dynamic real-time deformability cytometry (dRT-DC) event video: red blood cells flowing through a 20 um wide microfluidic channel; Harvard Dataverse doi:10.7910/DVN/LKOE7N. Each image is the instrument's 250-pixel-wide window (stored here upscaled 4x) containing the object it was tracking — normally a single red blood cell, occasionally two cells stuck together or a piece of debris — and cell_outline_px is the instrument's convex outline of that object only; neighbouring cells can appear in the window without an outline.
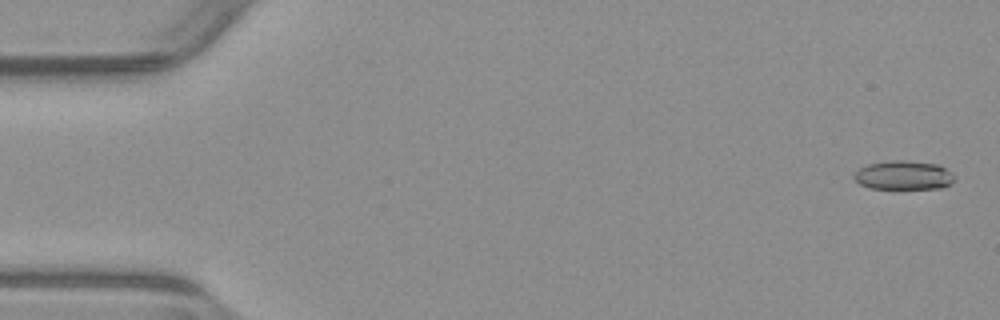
{"species": "common noctule bat (a hibernating species)", "species_latin": "Nyctalus noctula", "temperature_condition": "warm", "stored_images_in_passage": 53, "camera_frame_rate_fps": 3000, "um_per_image_px": 0.085, "animal": {"sex": "male", "body_mass_g": 23.1, "forearm_length_mm": 52.7}, "frame": {"image": 1, "passage_image": 2, "time_ms": 0.333, "image_size_px": [1000, 320], "cell_outline_px": [[956, 180], [944, 188], [868, 188], [860, 184], [852, 176], [860, 168], [868, 164], [892, 160], [904, 160], [936, 164], [944, 168], [956, 176]], "centroid_in_image_um": [76.82, 14.9], "position_along_channel_um": 8.2, "area_um2": 16.88}}
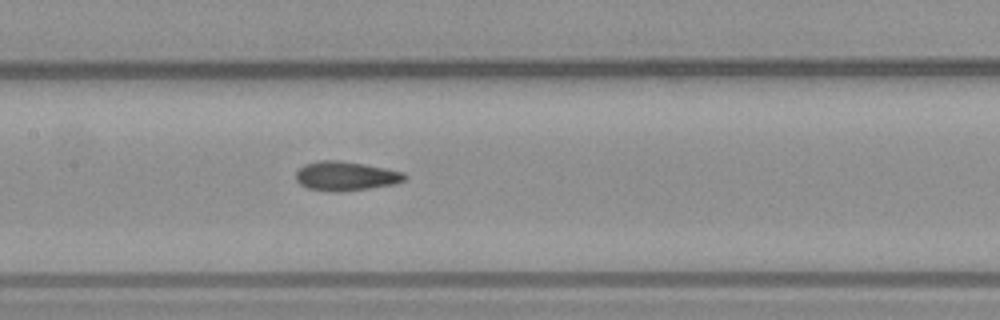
{"frame": {"image": 2, "passage_image": 26, "time_ms": 8.333, "image_size_px": [1000, 320], "cell_outline_px": [[408, 176], [404, 180], [396, 184], [368, 188], [308, 188], [300, 184], [296, 180], [296, 172], [304, 164], [320, 160], [340, 160], [364, 164], [404, 172]], "centroid_in_image_um": [29.43, 14.9], "position_along_channel_um": 178.0, "area_um2": 17.57}}
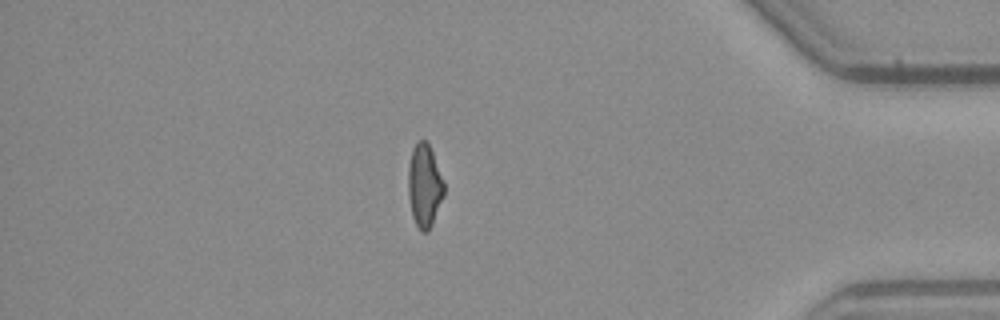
{"frame": {"image": 3, "passage_image": 46, "time_ms": 15.0, "image_size_px": [1000, 320], "cell_outline_px": [[444, 196], [432, 224], [428, 232], [420, 232], [412, 216], [408, 196], [408, 164], [412, 148], [416, 140], [424, 140], [428, 144], [432, 152], [444, 180]], "centroid_in_image_um": [36.07, 15.78], "position_along_channel_um": 399.1, "area_um2": 17.57}, "authors_computed_cell_mechanics": {"area_um2": 17.7446, "velocity_mm_per_s": 3.9243, "shape_relaxation_time_tau1_ms": null, "shape_relaxation_time_tau2_ms": 2.103, "deformation_change_tau1": null, "deformation_change_tau2": 0.0956}}